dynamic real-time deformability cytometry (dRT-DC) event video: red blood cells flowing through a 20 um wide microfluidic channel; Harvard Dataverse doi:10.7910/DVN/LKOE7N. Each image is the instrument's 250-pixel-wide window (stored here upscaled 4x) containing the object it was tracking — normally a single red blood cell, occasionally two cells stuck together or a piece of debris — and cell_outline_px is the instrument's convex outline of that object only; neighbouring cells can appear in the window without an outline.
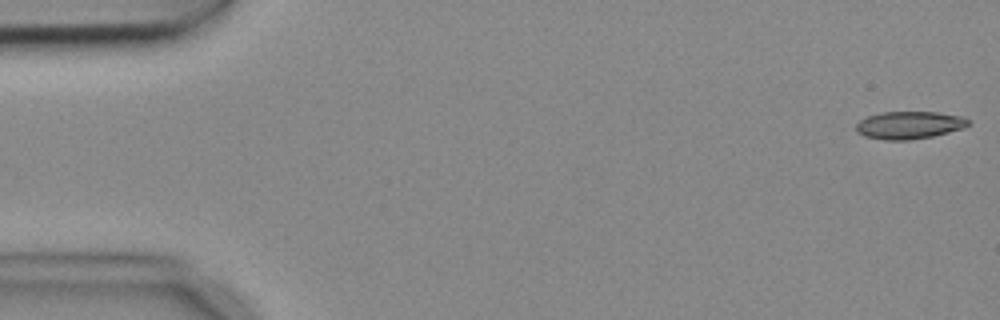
{"species": "common noctule bat (a hibernating species)", "species_latin": "Nyctalus noctula", "temperature_condition": "cold", "stored_images_in_passage": 6, "camera_frame_rate_fps": 3000, "um_per_image_px": 0.085, "animal": {"sex": "female", "body_mass_g": 18.4}, "frame": {"image": 1, "passage_image": 1, "time_ms": 0.0, "image_size_px": [1000, 320], "cell_outline_px": [[972, 124], [964, 128], [932, 136], [908, 140], [884, 140], [864, 136], [856, 132], [856, 124], [860, 120], [868, 116], [880, 112], [940, 112], [964, 116], [972, 120]], "centroid_in_image_um": [77.34, 10.62], "position_along_channel_um": 7.7, "area_um2": 18.32}}
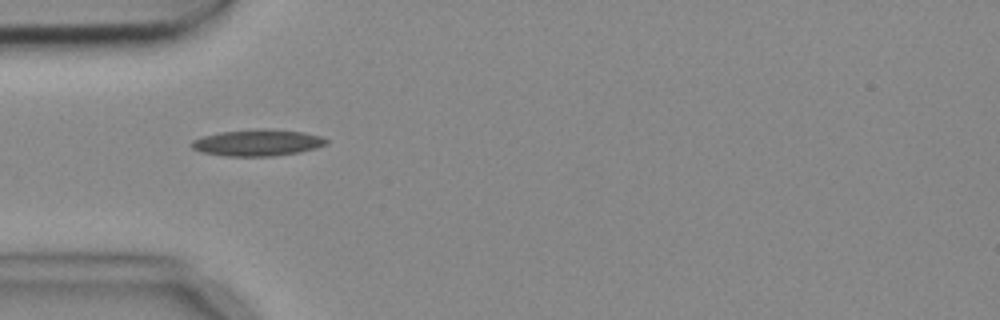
{"frame": {"image": 2, "passage_image": 5, "time_ms": 1.333, "image_size_px": [1000, 320], "cell_outline_px": [[328, 144], [316, 148], [300, 152], [272, 156], [224, 156], [200, 152], [192, 148], [188, 144], [192, 140], [200, 136], [220, 132], [264, 128], [268, 128], [304, 132], [320, 136], [328, 140]], "centroid_in_image_um": [21.85, 12.12], "position_along_channel_um": 63.1, "area_um2": 21.1}}